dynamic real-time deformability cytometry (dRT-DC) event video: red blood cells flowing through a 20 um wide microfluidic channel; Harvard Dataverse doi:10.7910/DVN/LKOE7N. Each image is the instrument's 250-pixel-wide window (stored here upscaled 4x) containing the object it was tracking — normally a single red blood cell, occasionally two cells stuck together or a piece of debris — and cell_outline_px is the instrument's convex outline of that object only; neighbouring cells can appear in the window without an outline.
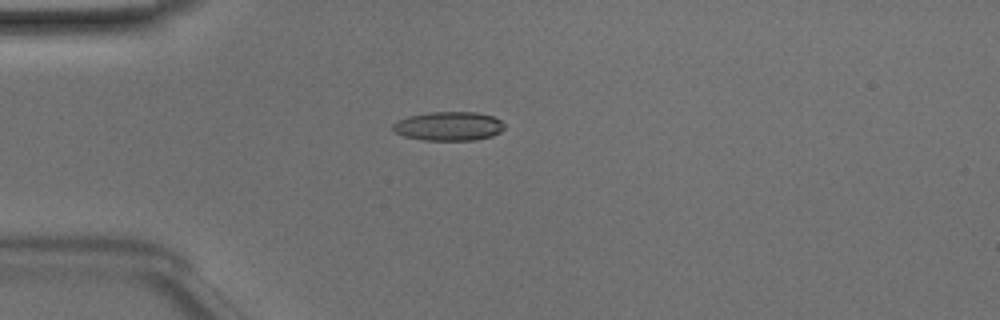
{"species": "Egyptian fruit bat (a non-hibernating species)", "species_latin": "Rousettus aegyptiacus", "temperature_condition": "room temperature", "stored_images_in_passage": 44, "camera_frame_rate_fps": 3000, "um_per_image_px": 0.085, "animal": {"sex": "male"}, "frame": {"image": 1, "passage_image": 8, "time_ms": 2.333, "image_size_px": [1000, 320], "cell_outline_px": [[504, 128], [500, 132], [492, 136], [476, 140], [424, 140], [404, 136], [396, 132], [392, 128], [392, 124], [408, 116], [428, 112], [476, 112], [492, 116], [500, 120], [504, 124]], "centroid_in_image_um": [38.15, 10.72], "position_along_channel_um": 46.8, "area_um2": 18.79}}
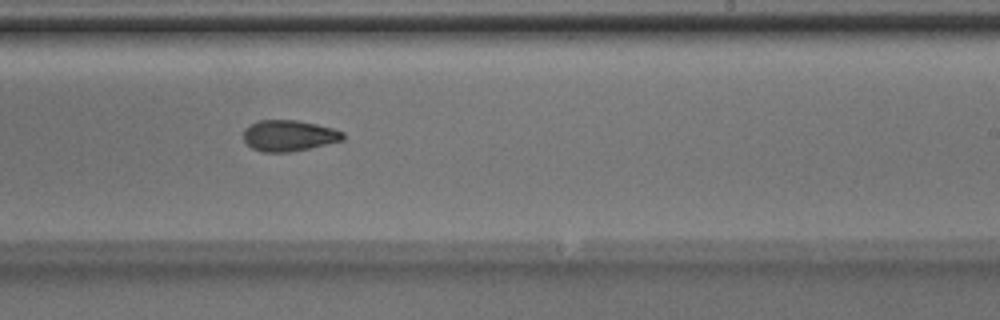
{"frame": {"image": 2, "passage_image": 25, "time_ms": 8.0, "image_size_px": [1000, 320], "cell_outline_px": [[344, 140], [292, 152], [264, 152], [252, 148], [244, 140], [244, 128], [248, 124], [260, 120], [296, 120], [316, 124], [332, 128], [344, 132]], "centroid_in_image_um": [24.55, 11.52], "position_along_channel_um": 264.5, "area_um2": 18.03}}
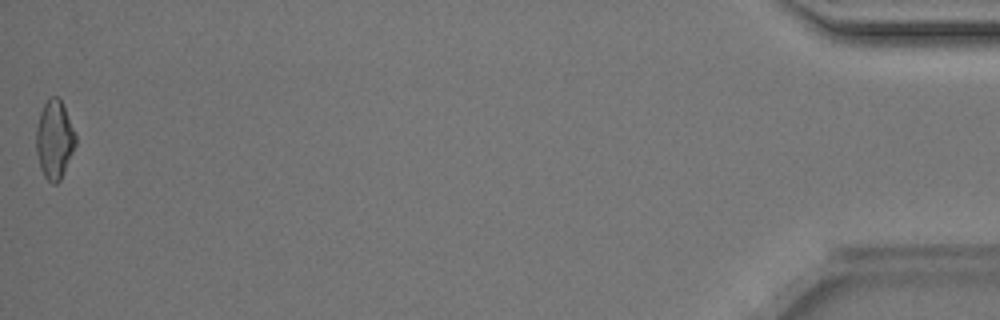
{"frame": {"image": 3, "passage_image": 44, "time_ms": 14.333, "image_size_px": [1000, 320], "cell_outline_px": [[76, 144], [64, 172], [60, 180], [56, 184], [52, 184], [44, 176], [40, 168], [36, 152], [36, 128], [40, 112], [44, 104], [52, 96], [56, 96], [60, 100], [76, 132]], "centroid_in_image_um": [4.62, 11.89], "position_along_channel_um": 430.6, "area_um2": 17.98}, "authors_computed_cell_mechanics": {"area_um2": 18.0336, "velocity_mm_per_s": 4.1321, "shape_relaxation_time_tau1_ms": 6.578, "shape_relaxation_time_tau2_ms": 4.0577, "deformation_change_tau1": 0.2101, "deformation_change_tau2": 0.1254}}